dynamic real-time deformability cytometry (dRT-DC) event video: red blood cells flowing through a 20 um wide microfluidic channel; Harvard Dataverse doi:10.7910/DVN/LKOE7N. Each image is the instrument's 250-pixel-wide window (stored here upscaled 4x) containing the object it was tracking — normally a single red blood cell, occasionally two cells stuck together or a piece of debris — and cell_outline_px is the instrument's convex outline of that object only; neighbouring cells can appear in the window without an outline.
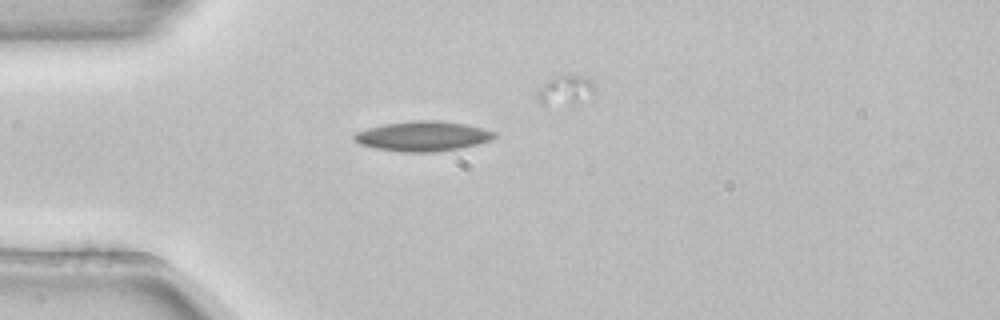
{"species": "common noctule bat (a hibernating species)", "species_latin": "Nyctalus noctula", "temperature_condition": "room temperature", "stored_images_in_passage": 4, "camera_frame_rate_fps": 3000, "um_per_image_px": 0.085, "animal": {"sex": "female", "body_mass_g": 22.7, "forearm_length_mm": 54.2}, "frame": {"image": 1, "passage_image": 4, "time_ms": 1.0, "image_size_px": [1000, 320], "cell_outline_px": [[496, 136], [492, 140], [460, 148], [436, 152], [400, 152], [376, 148], [360, 144], [352, 136], [356, 132], [368, 128], [384, 124], [412, 120], [436, 120], [464, 124], [484, 128], [496, 132]], "centroid_in_image_um": [35.96, 11.57], "position_along_channel_um": 49.0, "area_um2": 24.45}}